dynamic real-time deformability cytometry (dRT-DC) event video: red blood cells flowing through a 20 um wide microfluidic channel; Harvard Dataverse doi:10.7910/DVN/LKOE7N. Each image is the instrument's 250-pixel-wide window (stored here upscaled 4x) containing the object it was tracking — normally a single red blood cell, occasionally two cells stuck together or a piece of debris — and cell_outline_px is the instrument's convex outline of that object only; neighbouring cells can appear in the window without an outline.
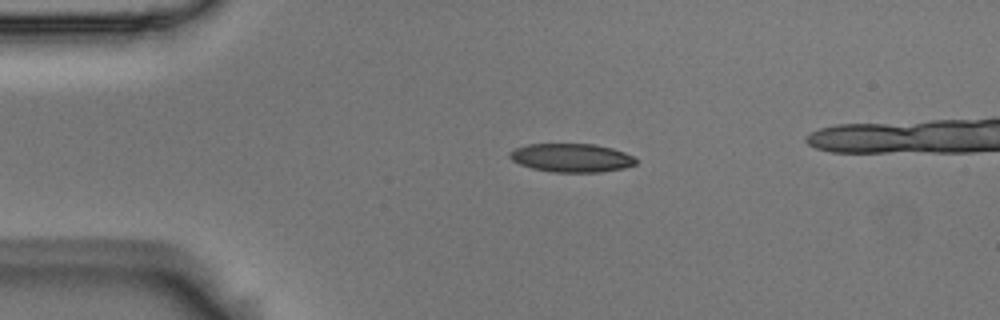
{"species": "Egyptian fruit bat (a non-hibernating species)", "species_latin": "Rousettus aegyptiacus", "temperature_condition": "room temperature", "stored_images_in_passage": 47, "camera_frame_rate_fps": 3000, "um_per_image_px": 0.085, "animal": {"sex": "male"}, "frame": {"image": 1, "passage_image": 11, "time_ms": 3.333, "image_size_px": [1000, 320], "cell_outline_px": [[636, 164], [624, 168], [600, 172], [552, 172], [532, 168], [520, 164], [512, 160], [508, 156], [508, 152], [516, 148], [528, 144], [596, 144], [612, 148], [624, 152], [632, 156], [636, 160]], "centroid_in_image_um": [48.56, 13.41], "position_along_channel_um": 36.4, "area_um2": 20.98}}
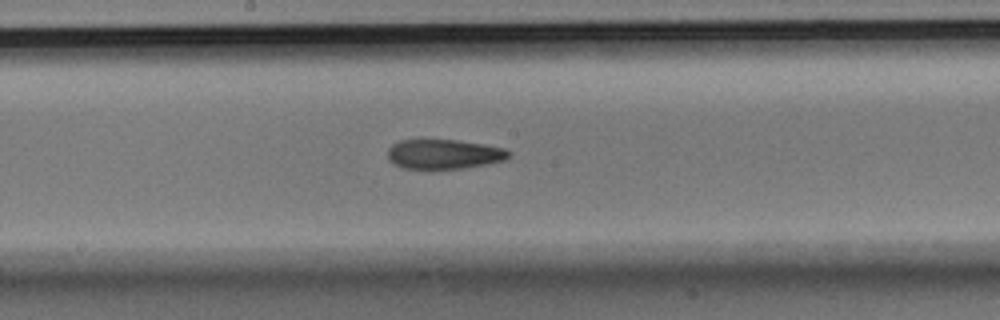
{"frame": {"image": 2, "passage_image": 28, "time_ms": 9.0, "image_size_px": [1000, 320], "cell_outline_px": [[512, 152], [504, 160], [464, 168], [432, 172], [400, 168], [392, 164], [388, 160], [388, 148], [392, 144], [400, 140], [456, 140], [484, 144], [504, 148]], "centroid_in_image_um": [37.65, 13.15], "position_along_channel_um": 210.5, "area_um2": 21.73}}
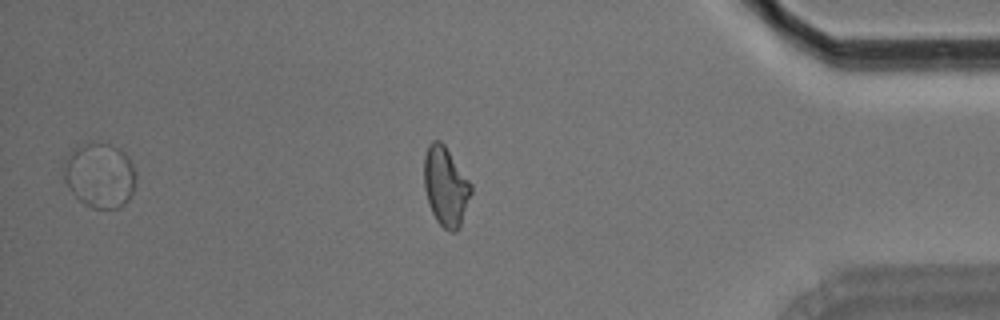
{"frame": {"image": 3, "passage_image": 46, "time_ms": 15.0, "image_size_px": [1000, 320], "cell_outline_px": [[136, 184], [128, 200], [120, 208], [92, 208], [84, 204], [68, 188], [64, 180], [64, 168], [72, 152], [76, 148], [88, 144], [108, 144], [120, 148], [128, 156], [136, 172]], "centroid_in_image_um": [8.54, 14.94], "position_along_channel_um": 426.7, "area_um2": 26.88}, "authors_computed_cell_mechanics": {"area_um2": 21.675, "velocity_mm_per_s": 3.6576, "shape_relaxation_time_tau1_ms": 9.6069, "shape_relaxation_time_tau2_ms": 4.0428, "deformation_change_tau1": 0.1925, "deformation_change_tau2": 0.1119}}